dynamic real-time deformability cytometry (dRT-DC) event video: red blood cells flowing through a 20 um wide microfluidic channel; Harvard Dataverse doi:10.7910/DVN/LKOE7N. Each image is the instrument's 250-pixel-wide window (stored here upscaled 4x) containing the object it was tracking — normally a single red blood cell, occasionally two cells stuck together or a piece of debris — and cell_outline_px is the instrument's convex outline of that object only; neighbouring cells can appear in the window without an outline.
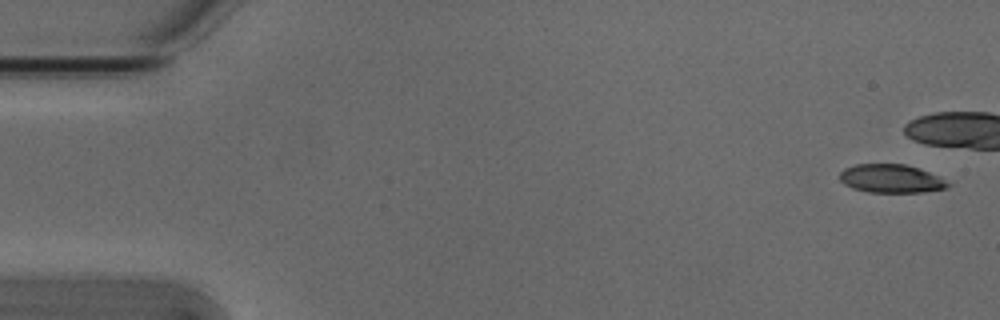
{"species": "Egyptian fruit bat (a non-hibernating species)", "species_latin": "Rousettus aegyptiacus", "temperature_condition": "cold", "stored_images_in_passage": 7, "camera_frame_rate_fps": 3000, "um_per_image_px": 0.085, "animal": {"sex": "male"}, "frame": {"image": 1, "passage_image": 1, "time_ms": 0.0, "image_size_px": [1000, 320], "cell_outline_px": [[952, 184], [948, 188], [924, 192], [868, 192], [852, 188], [844, 184], [840, 180], [840, 172], [844, 168], [856, 164], [904, 164], [920, 168]], "centroid_in_image_um": [75.73, 15.18], "position_along_channel_um": 9.3, "area_um2": 17.92}}